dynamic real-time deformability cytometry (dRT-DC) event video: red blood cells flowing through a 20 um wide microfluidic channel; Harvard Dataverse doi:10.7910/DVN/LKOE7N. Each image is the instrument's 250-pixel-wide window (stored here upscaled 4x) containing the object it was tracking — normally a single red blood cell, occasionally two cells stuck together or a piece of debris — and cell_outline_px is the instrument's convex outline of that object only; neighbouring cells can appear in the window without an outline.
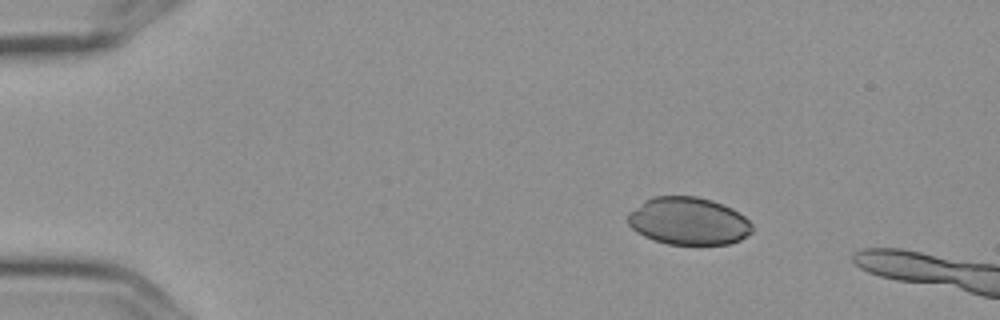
{"species": "Egyptian fruit bat (a non-hibernating species)", "species_latin": "Rousettus aegyptiacus", "temperature_condition": "cold", "stored_images_in_passage": 3, "camera_frame_rate_fps": 3000, "um_per_image_px": 0.085, "frame": {"image": 1, "passage_image": 1, "time_ms": 0.0, "image_size_px": [1000, 320], "cell_outline_px": [[752, 232], [740, 240], [728, 244], [668, 244], [644, 236], [636, 232], [628, 224], [628, 212], [644, 200], [652, 196], [696, 196], [712, 200], [732, 208], [744, 216], [752, 224]], "centroid_in_image_um": [58.5, 18.78], "position_along_channel_um": 26.5, "area_um2": 34.51}}